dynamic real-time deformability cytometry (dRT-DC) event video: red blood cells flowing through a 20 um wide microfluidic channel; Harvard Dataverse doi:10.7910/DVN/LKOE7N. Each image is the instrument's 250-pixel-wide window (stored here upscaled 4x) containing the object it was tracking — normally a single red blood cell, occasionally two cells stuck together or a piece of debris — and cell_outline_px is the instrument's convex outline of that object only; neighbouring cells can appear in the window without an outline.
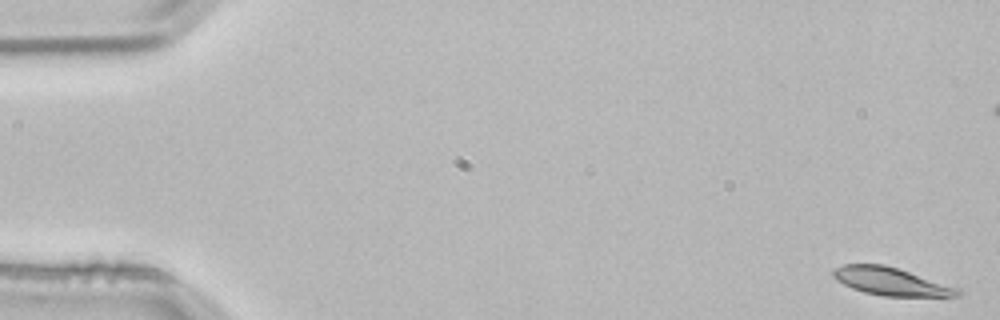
{"species": "common noctule bat (a hibernating species)", "species_latin": "Nyctalus noctula", "temperature_condition": "room temperature", "stored_images_in_passage": 5, "camera_frame_rate_fps": 3000, "um_per_image_px": 0.085, "animal": {"sex": "male", "body_mass_g": 21.5, "forearm_length_mm": 52.0}, "frame": {"image": 1, "passage_image": 1, "time_ms": 0.0, "image_size_px": [1000, 320], "cell_outline_px": [[964, 292], [960, 296], [884, 296], [864, 292], [852, 288], [836, 280], [832, 276], [832, 272], [836, 268], [844, 264], [884, 264], [960, 288]], "centroid_in_image_um": [75.75, 23.93], "position_along_channel_um": 9.2, "area_um2": 20.11}}
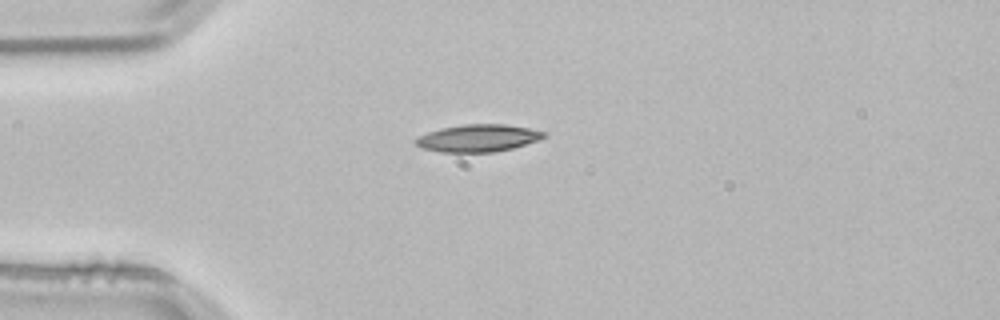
{"frame": {"image": 2, "passage_image": 5, "time_ms": 1.333, "image_size_px": [1000, 320], "cell_outline_px": [[548, 136], [540, 140], [512, 148], [496, 152], [440, 152], [420, 148], [412, 140], [416, 136], [440, 128], [464, 124], [504, 124], [528, 128], [548, 132]], "centroid_in_image_um": [40.62, 11.74], "position_along_channel_um": 44.4, "area_um2": 20.75}}